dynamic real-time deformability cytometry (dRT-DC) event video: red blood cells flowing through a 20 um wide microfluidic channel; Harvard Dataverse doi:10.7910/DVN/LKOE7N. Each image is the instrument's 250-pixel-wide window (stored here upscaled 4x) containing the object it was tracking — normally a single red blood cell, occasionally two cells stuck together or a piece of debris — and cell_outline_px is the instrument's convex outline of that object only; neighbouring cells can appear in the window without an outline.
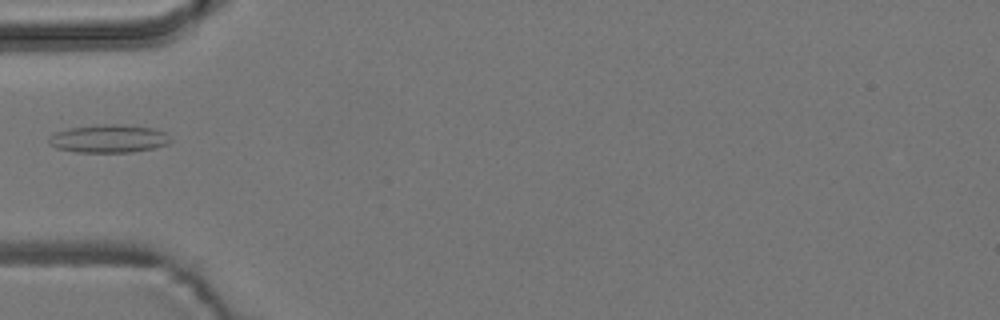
{"species": "common noctule bat (a hibernating species)", "species_latin": "Nyctalus noctula", "temperature_condition": "room temperature", "stored_images_in_passage": 4, "camera_frame_rate_fps": 3000, "um_per_image_px": 0.085, "animal": {"sex": "male", "body_mass_g": 19.2, "forearm_length_mm": 51.8}, "frame": {"image": 1, "passage_image": 4, "time_ms": 4.333, "image_size_px": [1000, 320], "cell_outline_px": [[172, 140], [168, 144], [152, 148], [132, 152], [76, 152], [56, 148], [48, 144], [48, 140], [56, 132], [68, 128], [104, 124], [120, 124], [152, 128], [168, 132]], "centroid_in_image_um": [9.27, 11.78], "position_along_channel_um": 75.7, "area_um2": 19.94}}